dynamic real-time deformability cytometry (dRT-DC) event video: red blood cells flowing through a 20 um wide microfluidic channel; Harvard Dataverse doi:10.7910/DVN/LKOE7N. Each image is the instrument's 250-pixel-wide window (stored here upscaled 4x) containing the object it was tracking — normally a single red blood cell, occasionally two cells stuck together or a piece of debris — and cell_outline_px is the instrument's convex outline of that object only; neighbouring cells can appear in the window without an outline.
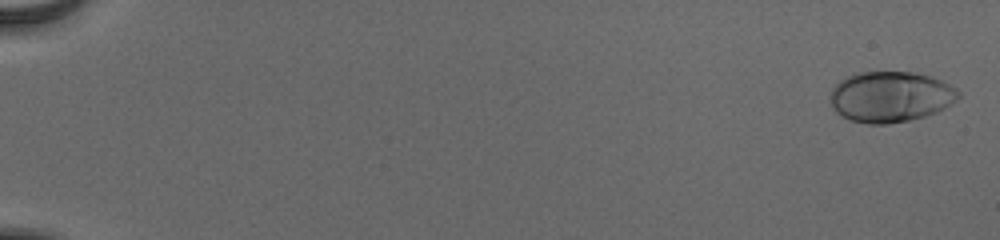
{"species": "human", "species_latin": "Homo sapiens", "temperature_condition": "cold", "stored_images_in_passage": 56, "camera_frame_rate_fps": 3000, "um_per_image_px": 0.085, "donor": {"sex": "male"}, "frame": {"image": 1, "passage_image": 2, "time_ms": 0.333, "image_size_px": [1000, 240], "cell_outline_px": [[960, 96], [956, 100], [944, 108], [936, 112], [924, 116], [908, 120], [888, 124], [868, 124], [848, 120], [836, 112], [832, 108], [832, 88], [844, 76], [856, 72], [912, 72], [928, 76], [940, 80], [956, 88], [960, 92]], "centroid_in_image_um": [75.67, 8.22], "position_along_channel_um": 9.3, "area_um2": 37.86}}
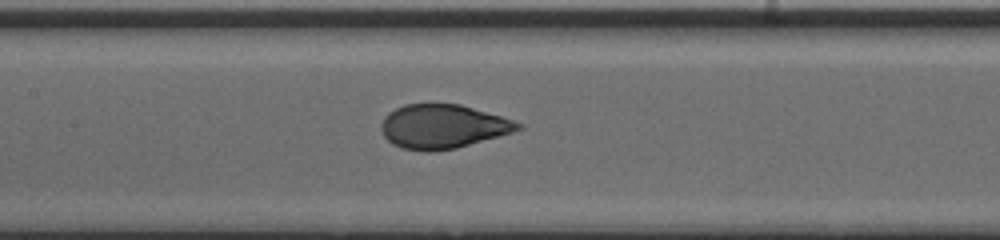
{"frame": {"image": 2, "passage_image": 30, "time_ms": 9.667, "image_size_px": [1000, 240], "cell_outline_px": [[524, 128], [512, 132], [456, 148], [432, 152], [428, 152], [404, 148], [392, 144], [384, 136], [380, 128], [380, 124], [384, 116], [388, 112], [404, 104], [460, 104], [500, 116], [524, 124]], "centroid_in_image_um": [37.61, 10.75], "position_along_channel_um": 169.8, "area_um2": 34.97}}
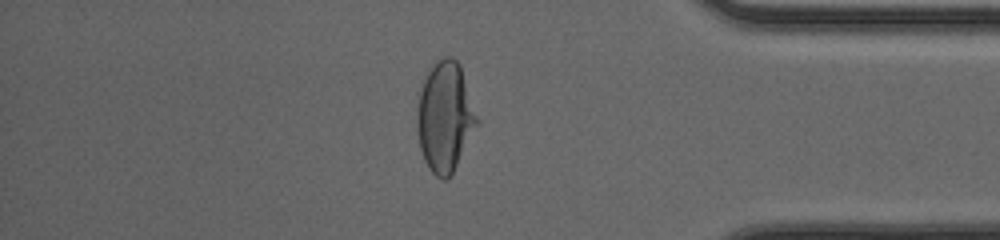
{"frame": {"image": 3, "passage_image": 49, "time_ms": 16.0, "image_size_px": [1000, 240], "cell_outline_px": [[480, 120], [452, 172], [444, 180], [436, 176], [428, 168], [424, 160], [420, 148], [416, 124], [416, 92], [428, 72], [436, 60], [444, 56], [452, 56], [460, 64]], "centroid_in_image_um": [37.79, 9.87], "position_along_channel_um": 397.4, "area_um2": 38.78}, "authors_computed_cell_mechanics": {"area_um2": 35.836, "velocity_mm_per_s": 3.8797, "shape_relaxation_time_tau1_ms": 4.216, "shape_relaxation_time_tau2_ms": null, "deformation_change_tau1": 0.1896, "deformation_change_tau2": null}}